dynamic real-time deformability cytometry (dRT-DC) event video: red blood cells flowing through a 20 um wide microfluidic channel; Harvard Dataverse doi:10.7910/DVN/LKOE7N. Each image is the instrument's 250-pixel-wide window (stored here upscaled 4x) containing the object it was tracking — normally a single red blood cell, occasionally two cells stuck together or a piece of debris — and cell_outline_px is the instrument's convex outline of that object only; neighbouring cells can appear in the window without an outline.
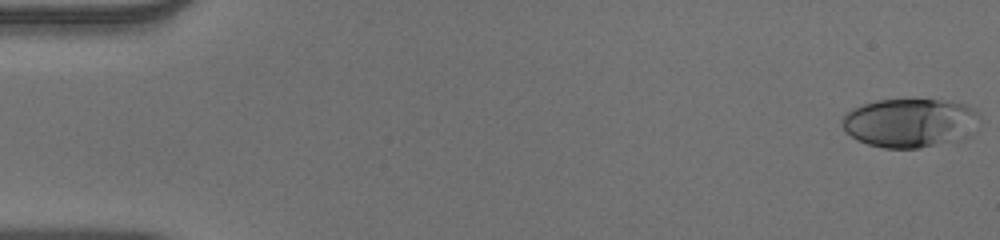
{"species": "human", "species_latin": "Homo sapiens", "temperature_condition": "warm", "stored_images_in_passage": 53, "camera_frame_rate_fps": 3000, "um_per_image_px": 0.085, "donor": {"sex": "male"}, "frame": {"image": 1, "passage_image": 1, "time_ms": 0.0, "image_size_px": [1000, 240], "cell_outline_px": [[980, 120], [976, 132], [972, 136], [964, 140], [916, 148], [884, 148], [868, 144], [856, 140], [844, 132], [840, 124], [840, 120], [852, 108], [876, 100], [936, 100], [964, 104], [980, 112]], "centroid_in_image_um": [77.39, 10.46], "position_along_channel_um": 7.6, "area_um2": 39.94}}
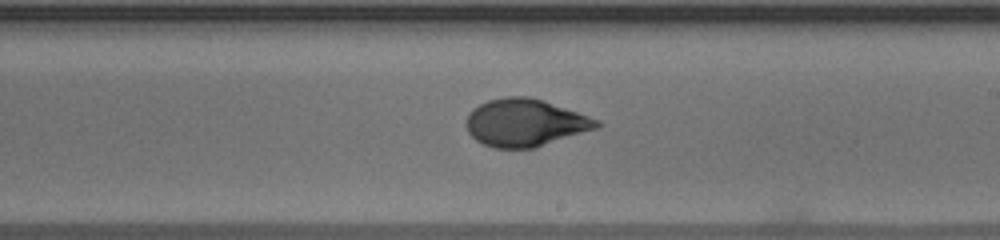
{"frame": {"image": 2, "passage_image": 31, "time_ms": 10.0, "image_size_px": [1000, 240], "cell_outline_px": [[604, 124], [596, 128], [536, 148], [496, 148], [484, 144], [476, 140], [468, 132], [468, 112], [472, 108], [488, 100], [504, 96], [532, 96], [544, 100], [600, 120]], "centroid_in_image_um": [44.65, 10.42], "position_along_channel_um": 244.3, "area_um2": 36.13}}
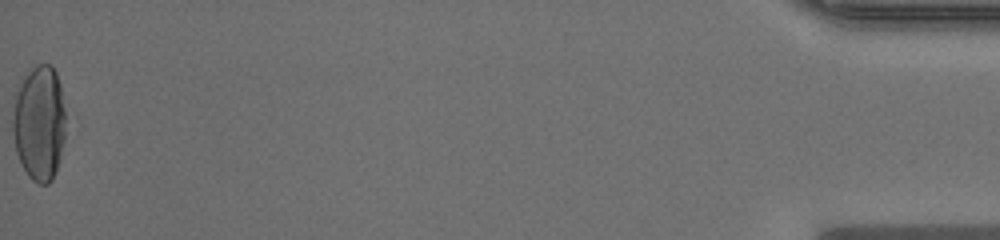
{"frame": {"image": 3, "passage_image": 53, "time_ms": 17.333, "image_size_px": [1000, 240], "cell_outline_px": [[64, 136], [60, 156], [52, 180], [48, 184], [36, 184], [28, 176], [16, 152], [12, 132], [12, 96], [16, 84], [36, 64], [52, 64], [56, 72], [60, 84], [64, 108]], "centroid_in_image_um": [3.29, 10.4], "position_along_channel_um": 431.9, "area_um2": 36.18}, "authors_computed_cell_mechanics": {"area_um2": 35.9516, "velocity_mm_per_s": 3.9168, "shape_relaxation_time_tau1_ms": 6.6174, "shape_relaxation_time_tau2_ms": 0.7844, "deformation_change_tau1": 0.2823, "deformation_change_tau2": 0.0551}}